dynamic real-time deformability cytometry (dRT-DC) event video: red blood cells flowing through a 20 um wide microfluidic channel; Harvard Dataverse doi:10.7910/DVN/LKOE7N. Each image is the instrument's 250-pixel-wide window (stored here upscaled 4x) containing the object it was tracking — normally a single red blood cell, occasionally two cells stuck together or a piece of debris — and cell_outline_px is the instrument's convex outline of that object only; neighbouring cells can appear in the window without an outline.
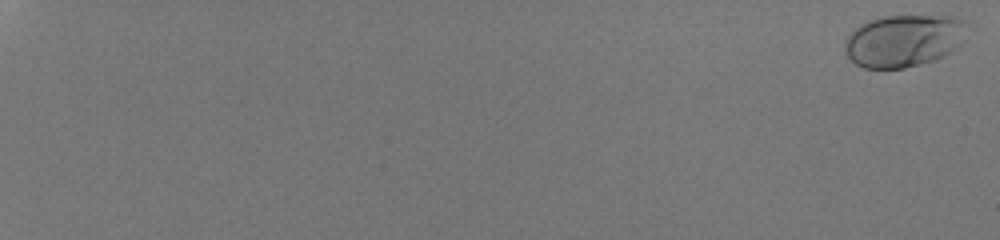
{"species": "human", "species_latin": "Homo sapiens", "temperature_condition": "room temperature", "stored_images_in_passage": 55, "camera_frame_rate_fps": 3000, "um_per_image_px": 0.085, "donor": {"sex": "male"}, "frame": {"image": 1, "passage_image": 1, "time_ms": 0.0, "image_size_px": [1000, 240], "cell_outline_px": [[968, 24], [960, 44], [956, 48], [944, 56], [936, 60], [904, 68], [864, 68], [856, 64], [844, 52], [844, 40], [860, 24], [868, 20], [880, 16], [952, 16], [964, 20]], "centroid_in_image_um": [76.81, 3.45], "position_along_channel_um": 8.2, "area_um2": 37.4}}
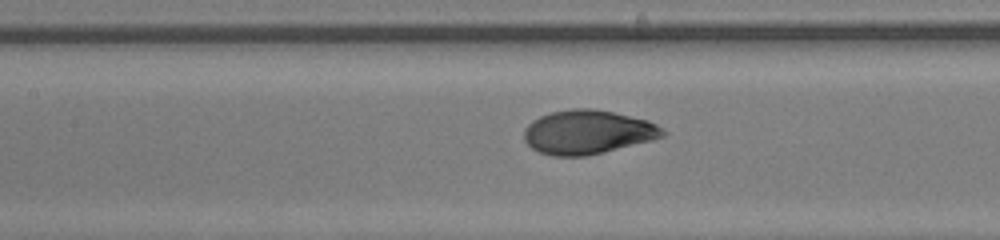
{"frame": {"image": 2, "passage_image": 32, "time_ms": 10.333, "image_size_px": [1000, 240], "cell_outline_px": [[668, 132], [664, 136], [652, 140], [588, 156], [552, 156], [540, 152], [532, 148], [524, 140], [524, 128], [532, 120], [540, 116], [552, 112], [572, 108], [592, 108], [612, 112], [648, 120], [656, 124]], "centroid_in_image_um": [49.95, 11.23], "position_along_channel_um": 157.5, "area_um2": 35.6}}
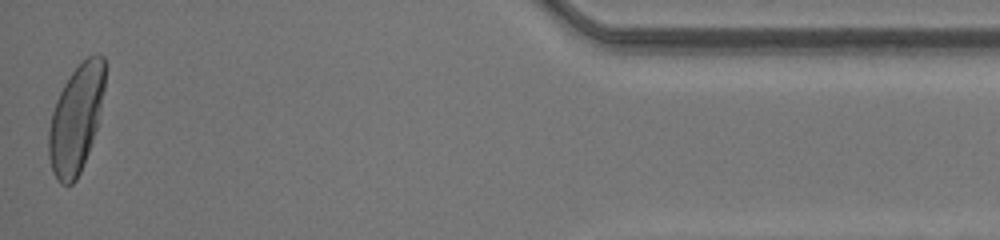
{"frame": {"image": 3, "passage_image": 55, "time_ms": 18.0, "image_size_px": [1000, 240], "cell_outline_px": [[104, 88], [96, 128], [84, 164], [76, 180], [72, 184], [60, 184], [56, 180], [52, 172], [48, 156], [48, 132], [52, 112], [56, 100], [64, 84], [72, 72], [88, 56], [96, 52], [100, 52], [104, 56]], "centroid_in_image_um": [6.44, 10.12], "position_along_channel_um": 428.8, "area_um2": 35.14}, "authors_computed_cell_mechanics": {"area_um2": 35.0846, "velocity_mm_per_s": 4.2376, "shape_relaxation_time_tau1_ms": 2.4942, "shape_relaxation_time_tau2_ms": null, "deformation_change_tau1": 0.147, "deformation_change_tau2": null}}